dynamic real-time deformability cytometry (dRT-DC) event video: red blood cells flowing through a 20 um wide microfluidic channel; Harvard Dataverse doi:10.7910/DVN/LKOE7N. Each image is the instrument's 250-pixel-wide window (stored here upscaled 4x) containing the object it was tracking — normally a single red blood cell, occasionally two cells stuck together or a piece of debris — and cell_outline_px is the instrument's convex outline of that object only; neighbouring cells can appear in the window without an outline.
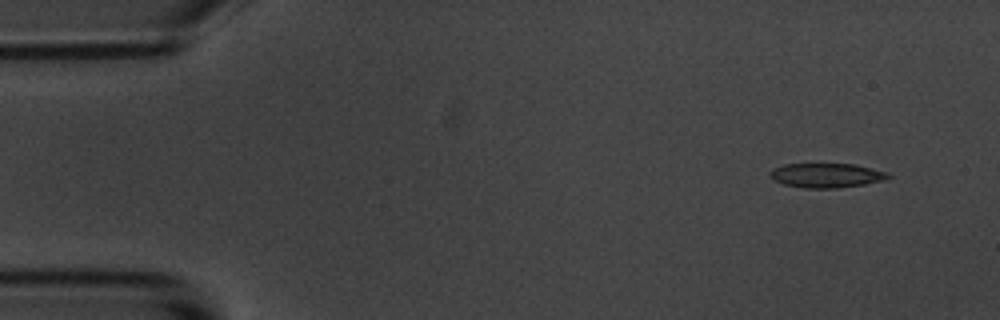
{"species": "common noctule bat (a hibernating species)", "species_latin": "Nyctalus noctula", "temperature_condition": "room temperature", "stored_images_in_passage": 9, "camera_frame_rate_fps": 3000, "um_per_image_px": 0.085, "animal": {"sex": "male", "body_mass_g": 20.1, "forearm_length_mm": 53.5}, "frame": {"image": 1, "passage_image": 1, "time_ms": 0.0, "image_size_px": [1000, 320], "cell_outline_px": [[892, 176], [888, 180], [840, 188], [804, 188], [784, 184], [772, 180], [768, 172], [784, 164], [852, 164], [888, 172]], "centroid_in_image_um": [70.27, 14.92], "position_along_channel_um": 14.7, "area_um2": 16.88}}
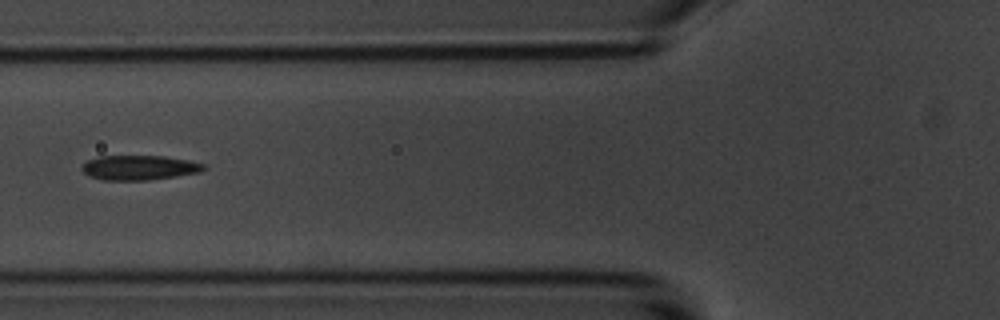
{"frame": {"image": 2, "passage_image": 6, "time_ms": 5.667, "image_size_px": [1000, 320], "cell_outline_px": [[208, 168], [200, 172], [176, 176], [148, 180], [104, 180], [88, 176], [80, 168], [88, 160], [100, 156], [164, 156], [188, 160], [208, 164]], "centroid_in_image_um": [11.88, 14.25], "position_along_channel_um": 113.9, "area_um2": 17.63}}
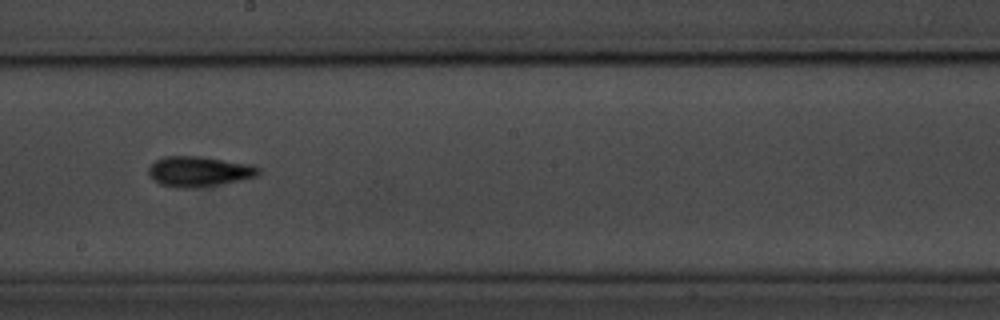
{"frame": {"image": 3, "passage_image": 9, "time_ms": 9.0, "image_size_px": [1000, 320], "cell_outline_px": [[260, 172], [256, 176], [240, 180], [216, 184], [184, 188], [160, 184], [152, 180], [148, 172], [148, 168], [156, 160], [164, 156], [200, 156], [252, 164], [260, 168]], "centroid_in_image_um": [16.9, 14.55], "position_along_channel_um": 231.3, "area_um2": 19.13}}